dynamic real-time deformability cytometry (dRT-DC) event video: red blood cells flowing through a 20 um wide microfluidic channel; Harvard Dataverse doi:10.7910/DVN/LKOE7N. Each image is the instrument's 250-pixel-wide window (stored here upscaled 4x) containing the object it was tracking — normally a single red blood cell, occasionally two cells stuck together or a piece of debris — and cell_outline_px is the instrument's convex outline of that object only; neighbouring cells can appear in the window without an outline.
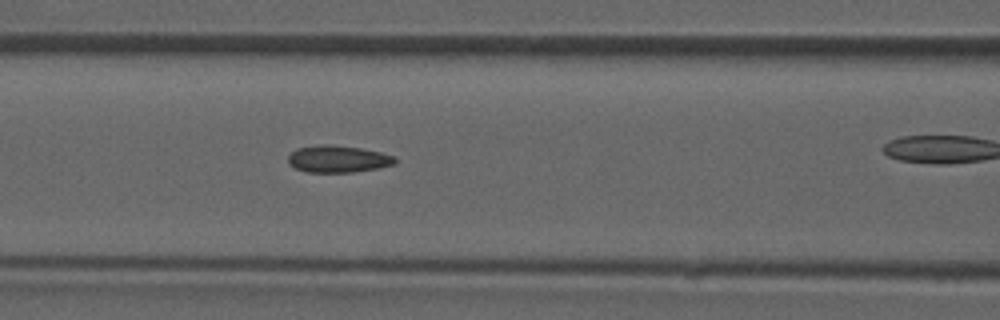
{"species": "common noctule bat (a hibernating species)", "species_latin": "Nyctalus noctula", "temperature_condition": "room temperature", "stored_images_in_passage": 32, "camera_frame_rate_fps": 3000, "um_per_image_px": 0.085, "animal": {"sex": "male", "forearm_length_mm": 52.5}, "frame": {"image": 1, "passage_image": 14, "time_ms": 4.333, "image_size_px": [1000, 320], "cell_outline_px": [[396, 164], [380, 168], [352, 172], [308, 172], [296, 168], [288, 164], [288, 156], [296, 148], [324, 144], [328, 144], [360, 148], [380, 152], [392, 156], [396, 160]], "centroid_in_image_um": [28.72, 13.52], "position_along_channel_um": 137.9, "area_um2": 16.76}}